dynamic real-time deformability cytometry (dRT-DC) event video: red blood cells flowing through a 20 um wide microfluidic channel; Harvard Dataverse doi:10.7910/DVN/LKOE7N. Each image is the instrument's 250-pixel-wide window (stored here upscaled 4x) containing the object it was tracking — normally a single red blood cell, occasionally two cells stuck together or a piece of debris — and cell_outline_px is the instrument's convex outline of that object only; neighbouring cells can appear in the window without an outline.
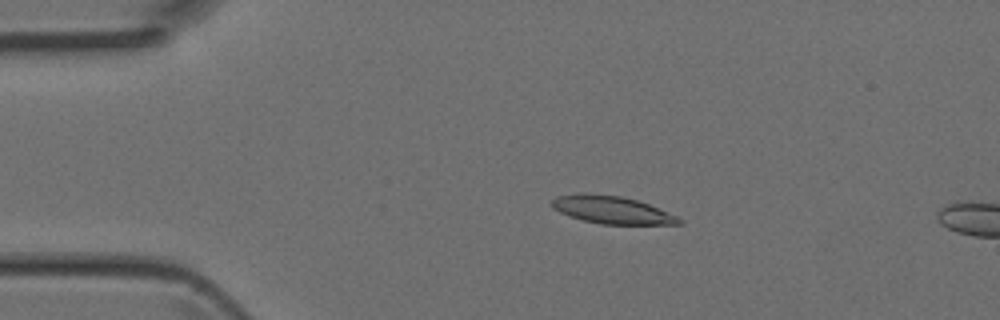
{"species": "Egyptian fruit bat (a non-hibernating species)", "species_latin": "Rousettus aegyptiacus", "temperature_condition": "room temperature", "stored_images_in_passage": 3, "camera_frame_rate_fps": 3000, "um_per_image_px": 0.085, "animal": {"sex": "female"}, "frame": {"image": 1, "passage_image": 2, "time_ms": 0.333, "image_size_px": [1000, 320], "cell_outline_px": [[684, 224], [600, 224], [568, 216], [552, 208], [548, 204], [556, 196], [584, 192], [588, 192], [620, 196], [636, 200], [648, 204], [676, 216], [684, 220]], "centroid_in_image_um": [51.95, 17.83], "position_along_channel_um": 33.1, "area_um2": 20.58}}